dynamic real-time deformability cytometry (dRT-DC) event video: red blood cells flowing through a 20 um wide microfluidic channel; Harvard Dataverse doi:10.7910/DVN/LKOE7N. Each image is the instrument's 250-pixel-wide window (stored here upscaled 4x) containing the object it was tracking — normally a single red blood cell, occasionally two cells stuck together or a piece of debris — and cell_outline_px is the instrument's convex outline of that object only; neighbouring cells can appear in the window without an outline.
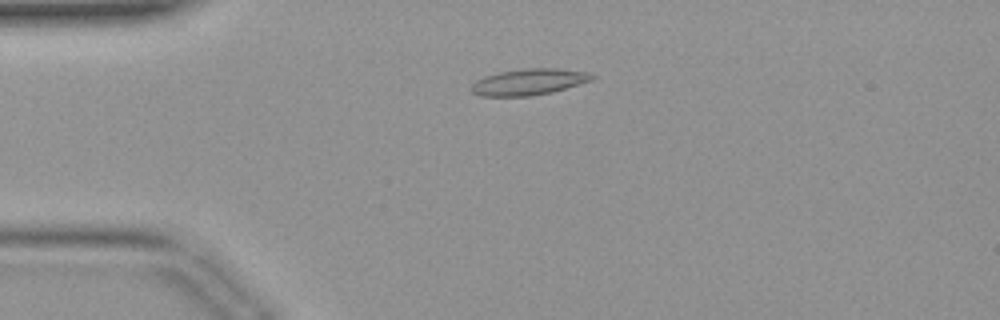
{"species": "common noctule bat (a hibernating species)", "species_latin": "Nyctalus noctula", "temperature_condition": "warm", "stored_images_in_passage": 22, "camera_frame_rate_fps": 3000, "um_per_image_px": 0.085, "animal": {"sex": "female", "body_mass_g": 19.9}, "frame": {"image": 1, "passage_image": 10, "time_ms": 3.0, "image_size_px": [1000, 320], "cell_outline_px": [[596, 76], [592, 80], [552, 92], [528, 96], [480, 96], [472, 92], [472, 84], [476, 80], [484, 76], [500, 72], [528, 68], [556, 68], [588, 72]], "centroid_in_image_um": [44.95, 6.96], "position_along_channel_um": 40.0, "area_um2": 18.32}}
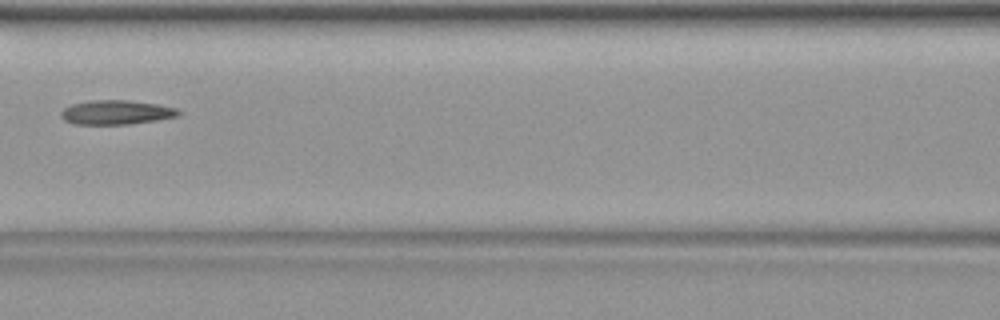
{"frame": {"image": 2, "passage_image": 19, "time_ms": 6.0, "image_size_px": [1000, 320], "cell_outline_px": [[180, 116], [156, 120], [128, 124], [72, 124], [64, 120], [60, 116], [60, 112], [64, 108], [72, 104], [92, 100], [128, 100], [156, 104], [176, 108], [180, 112]], "centroid_in_image_um": [9.85, 9.55], "position_along_channel_um": 156.7, "area_um2": 16.59}}